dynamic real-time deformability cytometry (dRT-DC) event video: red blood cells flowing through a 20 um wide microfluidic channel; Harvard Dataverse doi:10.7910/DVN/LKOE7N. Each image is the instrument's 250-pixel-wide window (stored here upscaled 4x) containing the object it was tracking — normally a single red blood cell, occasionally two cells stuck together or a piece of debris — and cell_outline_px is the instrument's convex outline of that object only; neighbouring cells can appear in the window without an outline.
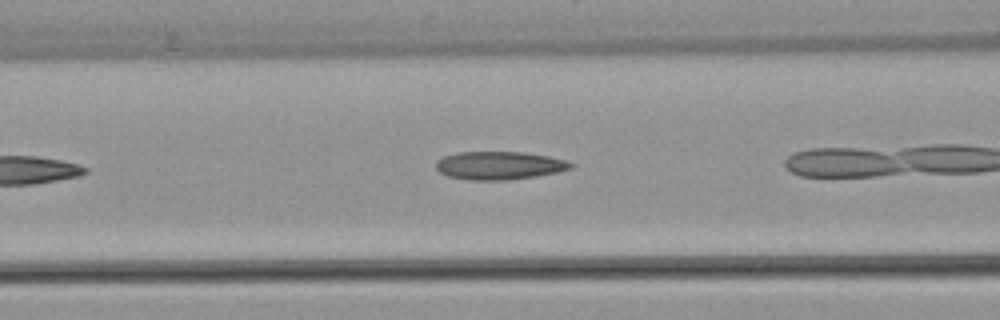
{"species": "common noctule bat (a hibernating species)", "species_latin": "Nyctalus noctula", "temperature_condition": "warm", "stored_images_in_passage": 16, "camera_frame_rate_fps": 3000, "um_per_image_px": 0.085, "animal": {"sex": "female", "body_mass_g": 22.7, "forearm_length_mm": 54.2}, "frame": {"image": 1, "passage_image": 5, "time_ms": 1.333, "image_size_px": [1000, 320], "cell_outline_px": [[576, 164], [572, 168], [556, 172], [536, 176], [508, 180], [472, 180], [448, 176], [440, 172], [436, 168], [436, 160], [444, 156], [456, 152], [524, 152], [548, 156], [568, 160]], "centroid_in_image_um": [42.46, 14.06], "position_along_channel_um": 124.1, "area_um2": 22.2}}